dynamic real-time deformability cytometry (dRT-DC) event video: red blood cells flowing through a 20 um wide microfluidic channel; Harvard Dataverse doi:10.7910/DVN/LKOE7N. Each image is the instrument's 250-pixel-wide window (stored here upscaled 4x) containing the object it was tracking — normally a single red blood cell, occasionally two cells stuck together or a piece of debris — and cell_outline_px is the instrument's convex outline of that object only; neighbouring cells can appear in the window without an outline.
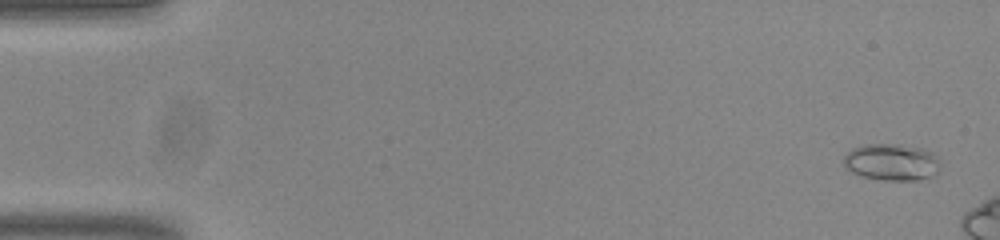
{"species": "common noctule bat (a hibernating species)", "species_latin": "Nyctalus noctula", "temperature_condition": "room temperature", "stored_images_in_passage": 11, "camera_frame_rate_fps": 3000, "um_per_image_px": 0.085, "animal": {"sex": "male", "body_mass_g": 20.0, "forearm_length_mm": 53.3}, "frame": {"image": 1, "passage_image": 2, "time_ms": 0.333, "image_size_px": [1000, 240], "cell_outline_px": [[940, 172], [936, 176], [916, 180], [880, 180], [860, 176], [852, 172], [844, 164], [844, 156], [852, 148], [864, 144], [900, 144], [924, 148], [932, 152], [936, 156], [940, 168]], "centroid_in_image_um": [75.83, 13.78], "position_along_channel_um": 9.2, "area_um2": 21.04}}